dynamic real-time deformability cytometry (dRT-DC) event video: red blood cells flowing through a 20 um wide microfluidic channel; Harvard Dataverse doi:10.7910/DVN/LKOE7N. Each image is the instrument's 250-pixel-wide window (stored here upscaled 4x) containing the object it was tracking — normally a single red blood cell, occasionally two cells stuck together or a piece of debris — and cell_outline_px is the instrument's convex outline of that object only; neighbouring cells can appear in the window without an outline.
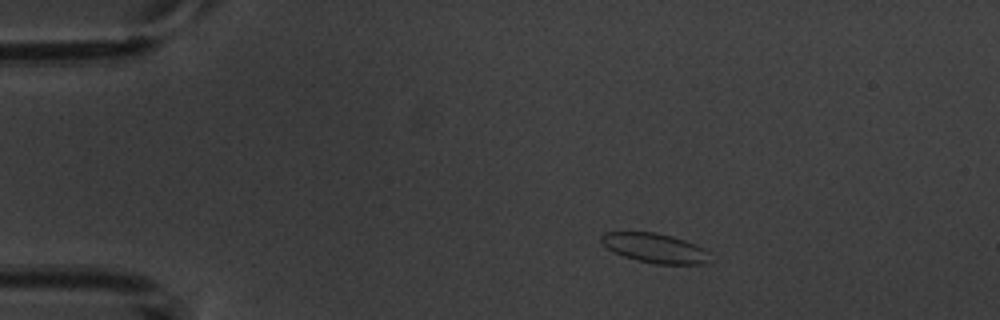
{"species": "common noctule bat (a hibernating species)", "species_latin": "Nyctalus noctula", "temperature_condition": "warm", "stored_images_in_passage": 3, "camera_frame_rate_fps": 3000, "um_per_image_px": 0.085, "animal": {"sex": "male", "body_mass_g": 20.1, "forearm_length_mm": 53.5}, "frame": {"image": 1, "passage_image": 1, "time_ms": 0.0, "image_size_px": [1000, 320], "cell_outline_px": [[708, 260], [704, 264], [652, 264], [636, 260], [624, 256], [608, 248], [600, 240], [600, 236], [604, 232], [656, 232], [672, 236], [696, 244], [704, 248], [708, 252]], "centroid_in_image_um": [55.66, 21.08], "position_along_channel_um": 29.3, "area_um2": 18.61}}